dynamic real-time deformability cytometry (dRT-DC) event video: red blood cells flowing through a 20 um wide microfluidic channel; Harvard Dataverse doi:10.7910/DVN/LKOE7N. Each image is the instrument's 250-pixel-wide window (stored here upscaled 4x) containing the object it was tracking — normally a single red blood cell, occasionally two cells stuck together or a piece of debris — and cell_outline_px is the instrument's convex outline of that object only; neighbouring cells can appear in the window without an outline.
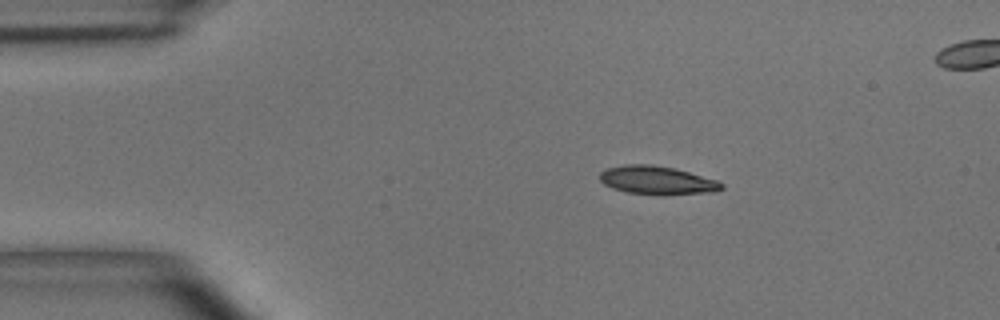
{"species": "common noctule bat (a hibernating species)", "species_latin": "Nyctalus noctula", "temperature_condition": "room temperature", "stored_images_in_passage": 4, "camera_frame_rate_fps": 3000, "um_per_image_px": 0.085, "animal": {"sex": "male", "body_mass_g": 15.6}, "frame": {"image": 1, "passage_image": 2, "time_ms": 1.333, "image_size_px": [1000, 320], "cell_outline_px": [[724, 188], [712, 192], [664, 196], [628, 192], [612, 188], [604, 184], [600, 180], [600, 172], [608, 168], [624, 164], [652, 164], [676, 168], [716, 180], [724, 184]], "centroid_in_image_um": [55.87, 15.33], "position_along_channel_um": 29.1, "area_um2": 20.4}}